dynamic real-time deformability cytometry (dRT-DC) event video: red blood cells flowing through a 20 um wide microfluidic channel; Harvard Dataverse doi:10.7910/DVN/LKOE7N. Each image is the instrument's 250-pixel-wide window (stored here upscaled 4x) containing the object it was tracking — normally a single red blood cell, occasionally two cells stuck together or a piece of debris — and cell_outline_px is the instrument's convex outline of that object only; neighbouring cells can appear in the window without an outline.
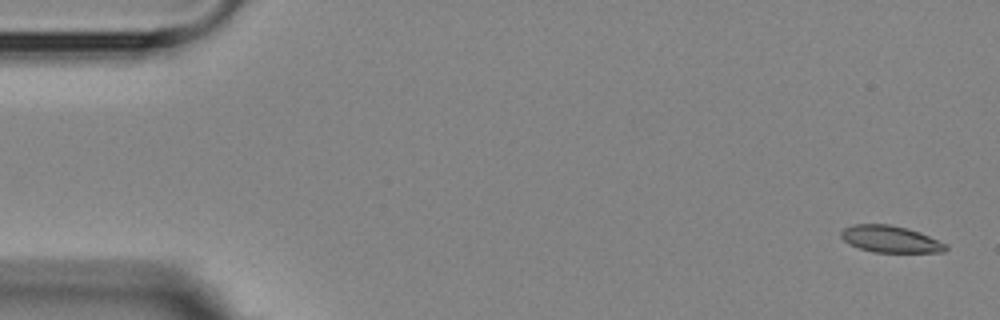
{"species": "Egyptian fruit bat (a non-hibernating species)", "species_latin": "Rousettus aegyptiacus", "temperature_condition": "room temperature", "stored_images_in_passage": 2, "camera_frame_rate_fps": 3000, "um_per_image_px": 0.085, "animal": {"sex": "female"}, "frame": {"image": 1, "passage_image": 1, "time_ms": 0.0, "image_size_px": [1000, 320], "cell_outline_px": [[948, 248], [944, 252], [872, 252], [848, 244], [840, 236], [840, 232], [844, 228], [852, 224], [888, 224], [908, 228], [920, 232], [948, 244]], "centroid_in_image_um": [75.69, 20.32], "position_along_channel_um": 9.3, "area_um2": 16.47}}